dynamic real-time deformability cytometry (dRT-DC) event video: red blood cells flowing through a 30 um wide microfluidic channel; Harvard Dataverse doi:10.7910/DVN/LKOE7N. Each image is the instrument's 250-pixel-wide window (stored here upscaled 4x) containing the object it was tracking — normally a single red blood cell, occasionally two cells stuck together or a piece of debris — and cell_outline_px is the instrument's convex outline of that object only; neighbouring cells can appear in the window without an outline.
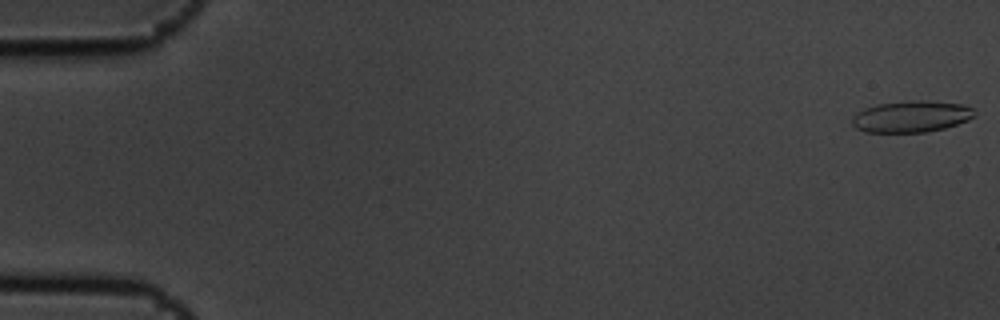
{"species": "common noctule bat (a hibernating species)", "species_latin": "Nyctalus noctula", "temperature_condition": "cold", "stored_images_in_passage": 6, "camera_frame_rate_fps": 3000, "um_per_image_px": 0.085, "animal": {"sex": "male", "body_mass_g": 19.5, "forearm_length_mm": 54.6}, "frame": {"image": 1, "passage_image": 1, "time_ms": 0.0, "image_size_px": [1000, 320], "cell_outline_px": [[976, 112], [968, 120], [944, 128], [928, 132], [864, 132], [856, 128], [852, 124], [852, 116], [856, 112], [864, 108], [876, 104], [908, 100], [924, 100], [964, 104], [972, 108]], "centroid_in_image_um": [77.43, 9.89], "position_along_channel_um": 7.6, "area_um2": 22.66}}
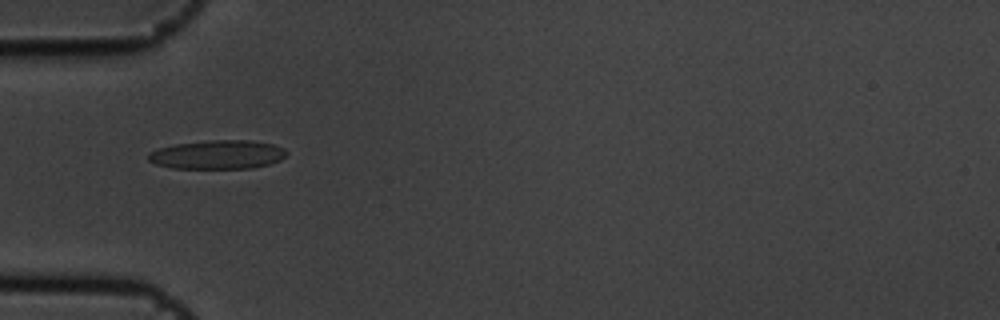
{"frame": {"image": 2, "passage_image": 6, "time_ms": 1.667, "image_size_px": [1000, 320], "cell_outline_px": [[288, 152], [280, 160], [268, 164], [252, 168], [172, 168], [156, 164], [148, 160], [148, 152], [160, 148], [176, 144], [208, 140], [252, 140], [272, 144], [284, 148]], "centroid_in_image_um": [18.5, 13.14], "position_along_channel_um": 66.5, "area_um2": 23.18}}